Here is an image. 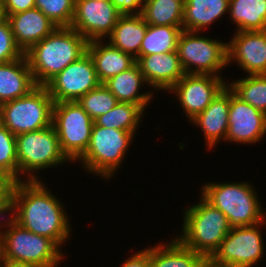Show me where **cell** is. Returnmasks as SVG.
<instances>
[{"label":"cell","mask_w":266,"mask_h":267,"mask_svg":"<svg viewBox=\"0 0 266 267\" xmlns=\"http://www.w3.org/2000/svg\"><path fill=\"white\" fill-rule=\"evenodd\" d=\"M40 181L15 183L11 204L14 216L11 218L23 228L50 238L61 247L70 235L67 214L58 198Z\"/></svg>","instance_id":"1"},{"label":"cell","mask_w":266,"mask_h":267,"mask_svg":"<svg viewBox=\"0 0 266 267\" xmlns=\"http://www.w3.org/2000/svg\"><path fill=\"white\" fill-rule=\"evenodd\" d=\"M88 41L71 27H57L25 53L37 86H45L87 52Z\"/></svg>","instance_id":"2"},{"label":"cell","mask_w":266,"mask_h":267,"mask_svg":"<svg viewBox=\"0 0 266 267\" xmlns=\"http://www.w3.org/2000/svg\"><path fill=\"white\" fill-rule=\"evenodd\" d=\"M9 229L0 232L1 264H25L57 267L63 254L50 238L37 235L15 222H6Z\"/></svg>","instance_id":"3"},{"label":"cell","mask_w":266,"mask_h":267,"mask_svg":"<svg viewBox=\"0 0 266 267\" xmlns=\"http://www.w3.org/2000/svg\"><path fill=\"white\" fill-rule=\"evenodd\" d=\"M201 201L184 213L183 234L177 240L208 260L231 228L228 219L219 209L203 196Z\"/></svg>","instance_id":"4"},{"label":"cell","mask_w":266,"mask_h":267,"mask_svg":"<svg viewBox=\"0 0 266 267\" xmlns=\"http://www.w3.org/2000/svg\"><path fill=\"white\" fill-rule=\"evenodd\" d=\"M202 196L228 219L231 229L260 224L265 221L253 185L244 182L209 183L202 188Z\"/></svg>","instance_id":"5"},{"label":"cell","mask_w":266,"mask_h":267,"mask_svg":"<svg viewBox=\"0 0 266 267\" xmlns=\"http://www.w3.org/2000/svg\"><path fill=\"white\" fill-rule=\"evenodd\" d=\"M54 101L45 86L0 105V123L15 136L52 125Z\"/></svg>","instance_id":"6"},{"label":"cell","mask_w":266,"mask_h":267,"mask_svg":"<svg viewBox=\"0 0 266 267\" xmlns=\"http://www.w3.org/2000/svg\"><path fill=\"white\" fill-rule=\"evenodd\" d=\"M16 149L18 175L29 174L27 181H38L39 178L34 175L36 170L70 162L61 150L57 133L52 125L38 131L16 135Z\"/></svg>","instance_id":"7"},{"label":"cell","mask_w":266,"mask_h":267,"mask_svg":"<svg viewBox=\"0 0 266 267\" xmlns=\"http://www.w3.org/2000/svg\"><path fill=\"white\" fill-rule=\"evenodd\" d=\"M134 135L129 131L105 128L94 123L88 148L78 160L89 172L110 178L122 163Z\"/></svg>","instance_id":"8"},{"label":"cell","mask_w":266,"mask_h":267,"mask_svg":"<svg viewBox=\"0 0 266 267\" xmlns=\"http://www.w3.org/2000/svg\"><path fill=\"white\" fill-rule=\"evenodd\" d=\"M94 120L77 101L54 103L52 126L62 152L70 161L78 160L87 150Z\"/></svg>","instance_id":"9"},{"label":"cell","mask_w":266,"mask_h":267,"mask_svg":"<svg viewBox=\"0 0 266 267\" xmlns=\"http://www.w3.org/2000/svg\"><path fill=\"white\" fill-rule=\"evenodd\" d=\"M197 33L182 30L178 38L177 53L185 74L220 76L218 72L228 65L227 43Z\"/></svg>","instance_id":"10"},{"label":"cell","mask_w":266,"mask_h":267,"mask_svg":"<svg viewBox=\"0 0 266 267\" xmlns=\"http://www.w3.org/2000/svg\"><path fill=\"white\" fill-rule=\"evenodd\" d=\"M260 224L233 228L207 260V267H252L264 254Z\"/></svg>","instance_id":"11"},{"label":"cell","mask_w":266,"mask_h":267,"mask_svg":"<svg viewBox=\"0 0 266 267\" xmlns=\"http://www.w3.org/2000/svg\"><path fill=\"white\" fill-rule=\"evenodd\" d=\"M100 84L93 59L86 52L77 61L67 65L45 87L54 103H60L77 101Z\"/></svg>","instance_id":"12"},{"label":"cell","mask_w":266,"mask_h":267,"mask_svg":"<svg viewBox=\"0 0 266 267\" xmlns=\"http://www.w3.org/2000/svg\"><path fill=\"white\" fill-rule=\"evenodd\" d=\"M121 16L111 0H75V12L70 27L88 42L101 40L111 34Z\"/></svg>","instance_id":"13"},{"label":"cell","mask_w":266,"mask_h":267,"mask_svg":"<svg viewBox=\"0 0 266 267\" xmlns=\"http://www.w3.org/2000/svg\"><path fill=\"white\" fill-rule=\"evenodd\" d=\"M225 86L221 76L185 74L170 91L175 92L187 117L192 120Z\"/></svg>","instance_id":"14"},{"label":"cell","mask_w":266,"mask_h":267,"mask_svg":"<svg viewBox=\"0 0 266 267\" xmlns=\"http://www.w3.org/2000/svg\"><path fill=\"white\" fill-rule=\"evenodd\" d=\"M266 133V114L240 100L230 90L226 141L256 143Z\"/></svg>","instance_id":"15"},{"label":"cell","mask_w":266,"mask_h":267,"mask_svg":"<svg viewBox=\"0 0 266 267\" xmlns=\"http://www.w3.org/2000/svg\"><path fill=\"white\" fill-rule=\"evenodd\" d=\"M227 52L228 64L233 59L248 75H266V30L237 31Z\"/></svg>","instance_id":"16"},{"label":"cell","mask_w":266,"mask_h":267,"mask_svg":"<svg viewBox=\"0 0 266 267\" xmlns=\"http://www.w3.org/2000/svg\"><path fill=\"white\" fill-rule=\"evenodd\" d=\"M147 85L169 91L184 75L177 51L139 56L136 59Z\"/></svg>","instance_id":"17"},{"label":"cell","mask_w":266,"mask_h":267,"mask_svg":"<svg viewBox=\"0 0 266 267\" xmlns=\"http://www.w3.org/2000/svg\"><path fill=\"white\" fill-rule=\"evenodd\" d=\"M6 18L15 43L23 53L57 28L38 8L8 15Z\"/></svg>","instance_id":"18"},{"label":"cell","mask_w":266,"mask_h":267,"mask_svg":"<svg viewBox=\"0 0 266 267\" xmlns=\"http://www.w3.org/2000/svg\"><path fill=\"white\" fill-rule=\"evenodd\" d=\"M230 108V89L226 85L205 108L191 121L198 125L203 133L209 149L214 147L228 133V114Z\"/></svg>","instance_id":"19"},{"label":"cell","mask_w":266,"mask_h":267,"mask_svg":"<svg viewBox=\"0 0 266 267\" xmlns=\"http://www.w3.org/2000/svg\"><path fill=\"white\" fill-rule=\"evenodd\" d=\"M37 84L25 55L6 63H0V105L26 96Z\"/></svg>","instance_id":"20"},{"label":"cell","mask_w":266,"mask_h":267,"mask_svg":"<svg viewBox=\"0 0 266 267\" xmlns=\"http://www.w3.org/2000/svg\"><path fill=\"white\" fill-rule=\"evenodd\" d=\"M101 41L88 42L87 52L93 59L98 80L103 84L109 78L133 67L136 64V59L109 43L103 45Z\"/></svg>","instance_id":"21"},{"label":"cell","mask_w":266,"mask_h":267,"mask_svg":"<svg viewBox=\"0 0 266 267\" xmlns=\"http://www.w3.org/2000/svg\"><path fill=\"white\" fill-rule=\"evenodd\" d=\"M147 28L141 14L122 15L109 35L108 43L137 59Z\"/></svg>","instance_id":"22"},{"label":"cell","mask_w":266,"mask_h":267,"mask_svg":"<svg viewBox=\"0 0 266 267\" xmlns=\"http://www.w3.org/2000/svg\"><path fill=\"white\" fill-rule=\"evenodd\" d=\"M142 83H146L139 65L109 78L103 84L116 97L118 102L140 105L144 110L151 101L152 92L138 94Z\"/></svg>","instance_id":"23"},{"label":"cell","mask_w":266,"mask_h":267,"mask_svg":"<svg viewBox=\"0 0 266 267\" xmlns=\"http://www.w3.org/2000/svg\"><path fill=\"white\" fill-rule=\"evenodd\" d=\"M151 267H207V260L195 251L183 246L177 239L164 246L149 248Z\"/></svg>","instance_id":"24"},{"label":"cell","mask_w":266,"mask_h":267,"mask_svg":"<svg viewBox=\"0 0 266 267\" xmlns=\"http://www.w3.org/2000/svg\"><path fill=\"white\" fill-rule=\"evenodd\" d=\"M226 11L229 0H185L183 12V30L201 32Z\"/></svg>","instance_id":"25"},{"label":"cell","mask_w":266,"mask_h":267,"mask_svg":"<svg viewBox=\"0 0 266 267\" xmlns=\"http://www.w3.org/2000/svg\"><path fill=\"white\" fill-rule=\"evenodd\" d=\"M229 11L238 31L266 30V0H229Z\"/></svg>","instance_id":"26"},{"label":"cell","mask_w":266,"mask_h":267,"mask_svg":"<svg viewBox=\"0 0 266 267\" xmlns=\"http://www.w3.org/2000/svg\"><path fill=\"white\" fill-rule=\"evenodd\" d=\"M185 0H144L142 13L148 25L183 27Z\"/></svg>","instance_id":"27"},{"label":"cell","mask_w":266,"mask_h":267,"mask_svg":"<svg viewBox=\"0 0 266 267\" xmlns=\"http://www.w3.org/2000/svg\"><path fill=\"white\" fill-rule=\"evenodd\" d=\"M183 27L148 25L139 56L177 51V42Z\"/></svg>","instance_id":"28"},{"label":"cell","mask_w":266,"mask_h":267,"mask_svg":"<svg viewBox=\"0 0 266 267\" xmlns=\"http://www.w3.org/2000/svg\"><path fill=\"white\" fill-rule=\"evenodd\" d=\"M144 111L140 105L118 102L106 114L96 118L94 123L105 128H114L135 133Z\"/></svg>","instance_id":"29"},{"label":"cell","mask_w":266,"mask_h":267,"mask_svg":"<svg viewBox=\"0 0 266 267\" xmlns=\"http://www.w3.org/2000/svg\"><path fill=\"white\" fill-rule=\"evenodd\" d=\"M229 85L236 97L266 114V75H248Z\"/></svg>","instance_id":"30"},{"label":"cell","mask_w":266,"mask_h":267,"mask_svg":"<svg viewBox=\"0 0 266 267\" xmlns=\"http://www.w3.org/2000/svg\"><path fill=\"white\" fill-rule=\"evenodd\" d=\"M77 102L95 120L114 108L118 100L104 84H100L97 88L83 95Z\"/></svg>","instance_id":"31"},{"label":"cell","mask_w":266,"mask_h":267,"mask_svg":"<svg viewBox=\"0 0 266 267\" xmlns=\"http://www.w3.org/2000/svg\"><path fill=\"white\" fill-rule=\"evenodd\" d=\"M35 8L56 27H70L75 12V0H35Z\"/></svg>","instance_id":"32"},{"label":"cell","mask_w":266,"mask_h":267,"mask_svg":"<svg viewBox=\"0 0 266 267\" xmlns=\"http://www.w3.org/2000/svg\"><path fill=\"white\" fill-rule=\"evenodd\" d=\"M0 173H4L16 182L18 176L16 136L0 123Z\"/></svg>","instance_id":"33"},{"label":"cell","mask_w":266,"mask_h":267,"mask_svg":"<svg viewBox=\"0 0 266 267\" xmlns=\"http://www.w3.org/2000/svg\"><path fill=\"white\" fill-rule=\"evenodd\" d=\"M24 55L15 43L10 23L6 17L0 19V63L15 61Z\"/></svg>","instance_id":"34"},{"label":"cell","mask_w":266,"mask_h":267,"mask_svg":"<svg viewBox=\"0 0 266 267\" xmlns=\"http://www.w3.org/2000/svg\"><path fill=\"white\" fill-rule=\"evenodd\" d=\"M16 181L10 176L0 173V215L11 212L12 191Z\"/></svg>","instance_id":"35"},{"label":"cell","mask_w":266,"mask_h":267,"mask_svg":"<svg viewBox=\"0 0 266 267\" xmlns=\"http://www.w3.org/2000/svg\"><path fill=\"white\" fill-rule=\"evenodd\" d=\"M1 6L3 16L7 17L35 8V0H6Z\"/></svg>","instance_id":"36"},{"label":"cell","mask_w":266,"mask_h":267,"mask_svg":"<svg viewBox=\"0 0 266 267\" xmlns=\"http://www.w3.org/2000/svg\"><path fill=\"white\" fill-rule=\"evenodd\" d=\"M111 1L112 4L118 9V11L122 15H140L142 13L144 0H111Z\"/></svg>","instance_id":"37"},{"label":"cell","mask_w":266,"mask_h":267,"mask_svg":"<svg viewBox=\"0 0 266 267\" xmlns=\"http://www.w3.org/2000/svg\"><path fill=\"white\" fill-rule=\"evenodd\" d=\"M121 267H151L149 259V248L132 255L125 260Z\"/></svg>","instance_id":"38"},{"label":"cell","mask_w":266,"mask_h":267,"mask_svg":"<svg viewBox=\"0 0 266 267\" xmlns=\"http://www.w3.org/2000/svg\"><path fill=\"white\" fill-rule=\"evenodd\" d=\"M0 267H42V266L25 265V264H1Z\"/></svg>","instance_id":"39"},{"label":"cell","mask_w":266,"mask_h":267,"mask_svg":"<svg viewBox=\"0 0 266 267\" xmlns=\"http://www.w3.org/2000/svg\"><path fill=\"white\" fill-rule=\"evenodd\" d=\"M3 17V14H2V6L0 4V19Z\"/></svg>","instance_id":"40"},{"label":"cell","mask_w":266,"mask_h":267,"mask_svg":"<svg viewBox=\"0 0 266 267\" xmlns=\"http://www.w3.org/2000/svg\"><path fill=\"white\" fill-rule=\"evenodd\" d=\"M6 0H0V4L2 5Z\"/></svg>","instance_id":"41"}]
</instances>
